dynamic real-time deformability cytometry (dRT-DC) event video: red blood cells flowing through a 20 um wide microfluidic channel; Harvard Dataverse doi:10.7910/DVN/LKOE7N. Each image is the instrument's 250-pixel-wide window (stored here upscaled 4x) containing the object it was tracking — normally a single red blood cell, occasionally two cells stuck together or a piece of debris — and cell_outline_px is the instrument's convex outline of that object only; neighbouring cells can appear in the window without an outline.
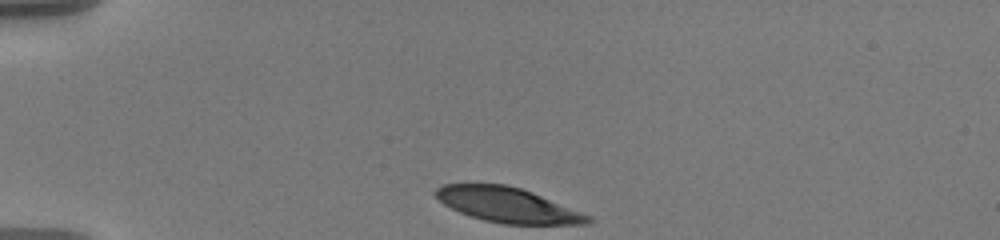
{"species": "human", "species_latin": "Homo sapiens", "temperature_condition": "warm", "stored_images_in_passage": 37, "camera_frame_rate_fps": 3000, "um_per_image_px": 0.085, "donor": {"sex": "male"}, "frame": {"image": 1, "passage_image": 1, "time_ms": 0.0, "image_size_px": [1000, 240], "cell_outline_px": [[596, 220], [592, 224], [504, 224], [484, 220], [460, 212], [444, 204], [432, 192], [440, 184], [504, 184], [520, 188], [532, 192], [592, 216]], "centroid_in_image_um": [43.18, 17.43], "position_along_channel_um": 41.8, "area_um2": 30.92}}
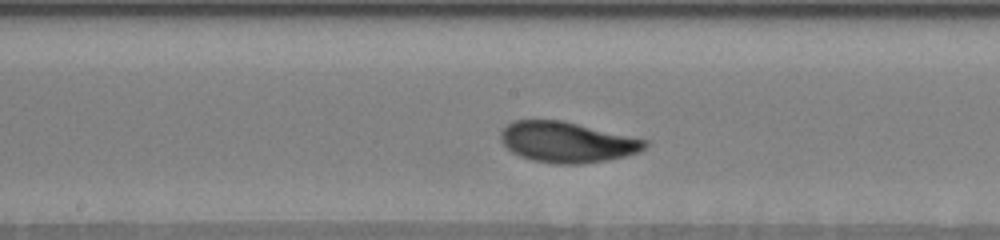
{"frame": {"image": 2, "passage_image": 18, "time_ms": 5.667, "image_size_px": [1000, 240], "cell_outline_px": [[648, 144], [644, 148], [636, 152], [624, 156], [608, 160], [580, 164], [552, 164], [532, 160], [520, 156], [512, 152], [500, 140], [500, 132], [508, 124], [516, 120], [560, 120], [648, 140]], "centroid_in_image_um": [48.17, 12.09], "position_along_channel_um": 200.0, "area_um2": 33.87}}
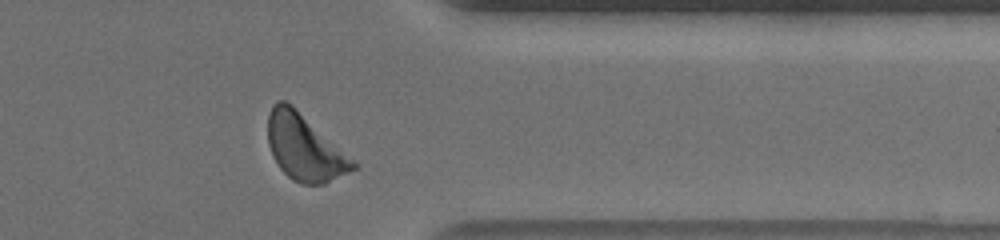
{"frame": {"image": 3, "passage_image": 34, "time_ms": 11.0, "image_size_px": [1000, 240], "cell_outline_px": [[360, 168], [324, 184], [300, 184], [292, 180], [280, 168], [272, 156], [268, 144], [268, 112], [272, 104], [276, 100], [284, 100], [292, 104], [356, 160], [360, 164]], "centroid_in_image_um": [25.93, 12.54], "position_along_channel_um": 385.5, "area_um2": 33.52}, "authors_computed_cell_mechanics": {"area_um2": 33.235, "velocity_mm_per_s": 3.5658, "shape_relaxation_time_tau1_ms": 3.1236, "shape_relaxation_time_tau2_ms": 3.398, "deformation_change_tau1": 0.1872, "deformation_change_tau2": 0.0574}}